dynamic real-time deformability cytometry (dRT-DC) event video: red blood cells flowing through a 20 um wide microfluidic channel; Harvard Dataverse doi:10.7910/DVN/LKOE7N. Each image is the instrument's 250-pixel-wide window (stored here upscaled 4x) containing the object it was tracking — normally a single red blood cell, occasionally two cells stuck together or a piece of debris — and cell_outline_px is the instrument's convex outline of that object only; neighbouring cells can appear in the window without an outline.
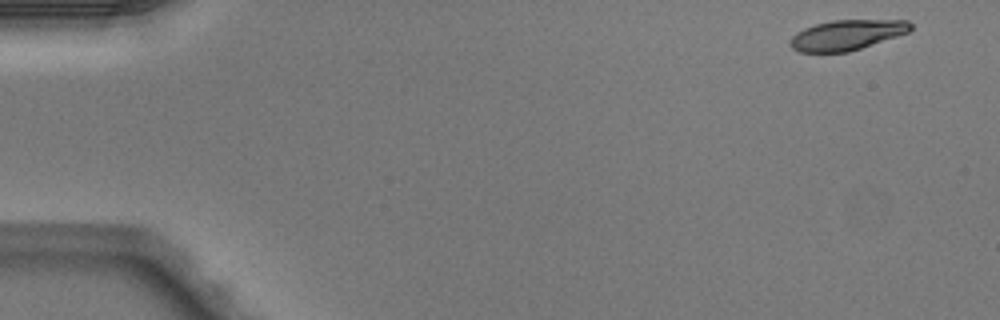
{"species": "Egyptian fruit bat (a non-hibernating species)", "species_latin": "Rousettus aegyptiacus", "temperature_condition": "warm", "stored_images_in_passage": 4, "camera_frame_rate_fps": 3000, "um_per_image_px": 0.085, "animal": {"sex": "male"}, "frame": {"image": 1, "passage_image": 1, "time_ms": 0.0, "image_size_px": [1000, 320], "cell_outline_px": [[912, 28], [908, 32], [848, 52], [800, 52], [792, 48], [792, 36], [796, 32], [804, 28], [816, 24], [832, 20], [908, 20], [912, 24]], "centroid_in_image_um": [71.99, 2.96], "position_along_channel_um": 13.0, "area_um2": 20.87}}
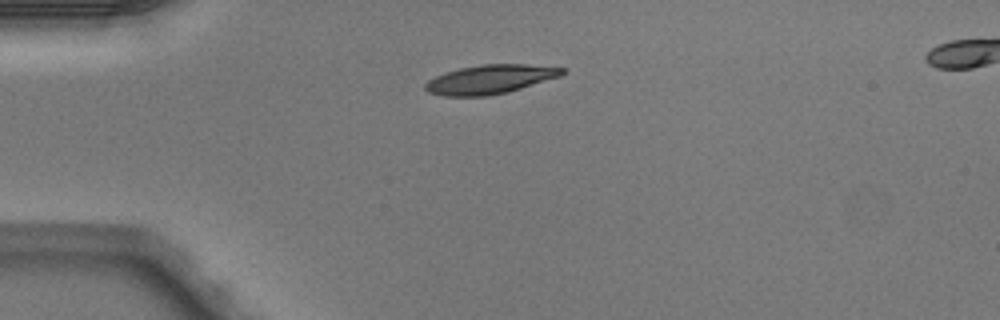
{"frame": {"image": 2, "passage_image": 3, "time_ms": 0.667, "image_size_px": [1000, 320], "cell_outline_px": [[564, 72], [560, 76], [508, 92], [488, 96], [444, 96], [428, 92], [424, 88], [424, 84], [428, 80], [436, 76], [460, 68], [480, 64], [524, 64], [564, 68]], "centroid_in_image_um": [41.63, 6.75], "position_along_channel_um": 43.4, "area_um2": 22.95}}